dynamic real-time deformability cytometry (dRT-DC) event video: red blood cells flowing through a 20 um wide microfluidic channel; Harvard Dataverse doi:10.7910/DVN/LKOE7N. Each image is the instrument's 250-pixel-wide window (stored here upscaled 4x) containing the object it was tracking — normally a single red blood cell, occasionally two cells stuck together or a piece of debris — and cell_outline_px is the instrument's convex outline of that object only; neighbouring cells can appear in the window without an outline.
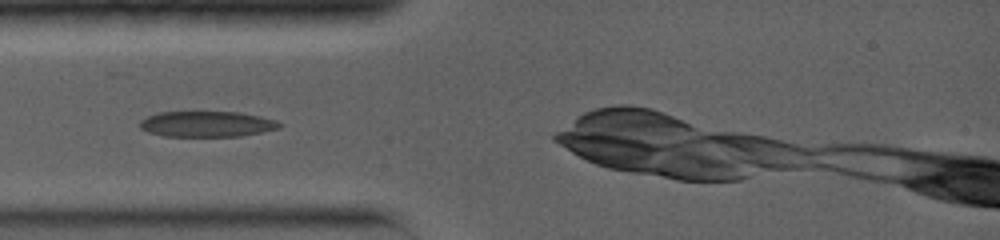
{"species": "common noctule bat (a hibernating species)", "species_latin": "Nyctalus noctula", "temperature_condition": "warm", "stored_images_in_passage": 16, "camera_frame_rate_fps": 5000, "um_per_image_px": 0.085, "animal": {"sex": "female", "body_mass_g": 19.0, "forearm_length_mm": 56.7}, "frame": {"image": 1, "passage_image": 1, "time_ms": 0.0, "image_size_px": [1000, 240], "cell_outline_px": [[284, 124], [280, 128], [240, 136], [164, 136], [148, 132], [140, 128], [140, 120], [148, 116], [160, 112], [240, 112], [260, 116], [276, 120]], "centroid_in_image_um": [17.6, 10.54], "position_along_channel_um": 67.4, "area_um2": 20.87}}
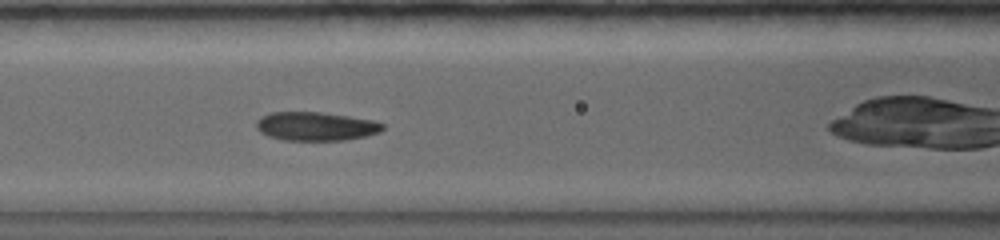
{"frame": {"image": 2, "passage_image": 3, "time_ms": 1.8, "image_size_px": [1000, 240], "cell_outline_px": [[384, 128], [380, 132], [364, 136], [344, 140], [284, 140], [268, 136], [260, 132], [256, 128], [256, 120], [260, 116], [272, 112], [320, 112], [348, 116], [372, 120], [384, 124]], "centroid_in_image_um": [26.81, 10.73], "position_along_channel_um": 139.8, "area_um2": 21.1}}
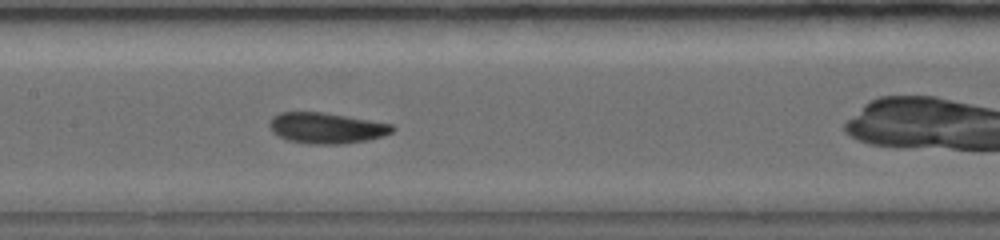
{"frame": {"image": 3, "passage_image": 5, "time_ms": 2.8, "image_size_px": [1000, 240], "cell_outline_px": [[396, 128], [392, 132], [384, 136], [368, 140], [340, 144], [308, 144], [288, 140], [276, 136], [272, 132], [268, 124], [272, 116], [280, 112], [324, 112], [392, 124]], "centroid_in_image_um": [27.72, 10.88], "position_along_channel_um": 179.7, "area_um2": 22.25}}